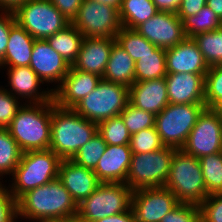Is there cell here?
Instances as JSON below:
<instances>
[{"instance_id":"27","label":"cell","mask_w":222,"mask_h":222,"mask_svg":"<svg viewBox=\"0 0 222 222\" xmlns=\"http://www.w3.org/2000/svg\"><path fill=\"white\" fill-rule=\"evenodd\" d=\"M83 38V34L70 24L46 40L72 66L78 56Z\"/></svg>"},{"instance_id":"17","label":"cell","mask_w":222,"mask_h":222,"mask_svg":"<svg viewBox=\"0 0 222 222\" xmlns=\"http://www.w3.org/2000/svg\"><path fill=\"white\" fill-rule=\"evenodd\" d=\"M102 77L70 67L62 83L53 91V100L61 108H73L91 93Z\"/></svg>"},{"instance_id":"35","label":"cell","mask_w":222,"mask_h":222,"mask_svg":"<svg viewBox=\"0 0 222 222\" xmlns=\"http://www.w3.org/2000/svg\"><path fill=\"white\" fill-rule=\"evenodd\" d=\"M107 147L106 142L97 132L84 144L71 159L78 165L94 170Z\"/></svg>"},{"instance_id":"30","label":"cell","mask_w":222,"mask_h":222,"mask_svg":"<svg viewBox=\"0 0 222 222\" xmlns=\"http://www.w3.org/2000/svg\"><path fill=\"white\" fill-rule=\"evenodd\" d=\"M22 153L8 129H0V181L7 175L9 178L13 175Z\"/></svg>"},{"instance_id":"5","label":"cell","mask_w":222,"mask_h":222,"mask_svg":"<svg viewBox=\"0 0 222 222\" xmlns=\"http://www.w3.org/2000/svg\"><path fill=\"white\" fill-rule=\"evenodd\" d=\"M180 203L200 205L207 197L199 159L176 150L170 165L168 179L164 185Z\"/></svg>"},{"instance_id":"2","label":"cell","mask_w":222,"mask_h":222,"mask_svg":"<svg viewBox=\"0 0 222 222\" xmlns=\"http://www.w3.org/2000/svg\"><path fill=\"white\" fill-rule=\"evenodd\" d=\"M97 124L80 116L73 108H61L52 100L49 149L62 160L72 159L97 133Z\"/></svg>"},{"instance_id":"50","label":"cell","mask_w":222,"mask_h":222,"mask_svg":"<svg viewBox=\"0 0 222 222\" xmlns=\"http://www.w3.org/2000/svg\"><path fill=\"white\" fill-rule=\"evenodd\" d=\"M91 1L108 4L118 9H120L121 2H122V0H91Z\"/></svg>"},{"instance_id":"32","label":"cell","mask_w":222,"mask_h":222,"mask_svg":"<svg viewBox=\"0 0 222 222\" xmlns=\"http://www.w3.org/2000/svg\"><path fill=\"white\" fill-rule=\"evenodd\" d=\"M182 22L186 38L215 31L222 26V21L209 9L207 4L196 15L188 16Z\"/></svg>"},{"instance_id":"44","label":"cell","mask_w":222,"mask_h":222,"mask_svg":"<svg viewBox=\"0 0 222 222\" xmlns=\"http://www.w3.org/2000/svg\"><path fill=\"white\" fill-rule=\"evenodd\" d=\"M70 22L77 15L83 0H50Z\"/></svg>"},{"instance_id":"22","label":"cell","mask_w":222,"mask_h":222,"mask_svg":"<svg viewBox=\"0 0 222 222\" xmlns=\"http://www.w3.org/2000/svg\"><path fill=\"white\" fill-rule=\"evenodd\" d=\"M129 145H107L93 170L101 183H125L131 162Z\"/></svg>"},{"instance_id":"29","label":"cell","mask_w":222,"mask_h":222,"mask_svg":"<svg viewBox=\"0 0 222 222\" xmlns=\"http://www.w3.org/2000/svg\"><path fill=\"white\" fill-rule=\"evenodd\" d=\"M115 40L116 43L131 56L135 63L144 54L153 53L158 48L135 29L125 27H122L116 35Z\"/></svg>"},{"instance_id":"41","label":"cell","mask_w":222,"mask_h":222,"mask_svg":"<svg viewBox=\"0 0 222 222\" xmlns=\"http://www.w3.org/2000/svg\"><path fill=\"white\" fill-rule=\"evenodd\" d=\"M199 210L201 222H222V194L208 196Z\"/></svg>"},{"instance_id":"28","label":"cell","mask_w":222,"mask_h":222,"mask_svg":"<svg viewBox=\"0 0 222 222\" xmlns=\"http://www.w3.org/2000/svg\"><path fill=\"white\" fill-rule=\"evenodd\" d=\"M135 67V82L164 78L167 75L165 49L158 47L153 53L144 54Z\"/></svg>"},{"instance_id":"37","label":"cell","mask_w":222,"mask_h":222,"mask_svg":"<svg viewBox=\"0 0 222 222\" xmlns=\"http://www.w3.org/2000/svg\"><path fill=\"white\" fill-rule=\"evenodd\" d=\"M129 146L132 154L149 153L164 147L155 127L131 135Z\"/></svg>"},{"instance_id":"11","label":"cell","mask_w":222,"mask_h":222,"mask_svg":"<svg viewBox=\"0 0 222 222\" xmlns=\"http://www.w3.org/2000/svg\"><path fill=\"white\" fill-rule=\"evenodd\" d=\"M71 24L84 38H115L122 29L118 8L91 0H83Z\"/></svg>"},{"instance_id":"21","label":"cell","mask_w":222,"mask_h":222,"mask_svg":"<svg viewBox=\"0 0 222 222\" xmlns=\"http://www.w3.org/2000/svg\"><path fill=\"white\" fill-rule=\"evenodd\" d=\"M115 38H83L72 68L103 77Z\"/></svg>"},{"instance_id":"24","label":"cell","mask_w":222,"mask_h":222,"mask_svg":"<svg viewBox=\"0 0 222 222\" xmlns=\"http://www.w3.org/2000/svg\"><path fill=\"white\" fill-rule=\"evenodd\" d=\"M35 39L17 22L11 27L0 69L29 66Z\"/></svg>"},{"instance_id":"52","label":"cell","mask_w":222,"mask_h":222,"mask_svg":"<svg viewBox=\"0 0 222 222\" xmlns=\"http://www.w3.org/2000/svg\"><path fill=\"white\" fill-rule=\"evenodd\" d=\"M62 222H77L76 220H71V221H62Z\"/></svg>"},{"instance_id":"3","label":"cell","mask_w":222,"mask_h":222,"mask_svg":"<svg viewBox=\"0 0 222 222\" xmlns=\"http://www.w3.org/2000/svg\"><path fill=\"white\" fill-rule=\"evenodd\" d=\"M52 100L18 109L7 128L22 152L47 150L51 142Z\"/></svg>"},{"instance_id":"25","label":"cell","mask_w":222,"mask_h":222,"mask_svg":"<svg viewBox=\"0 0 222 222\" xmlns=\"http://www.w3.org/2000/svg\"><path fill=\"white\" fill-rule=\"evenodd\" d=\"M135 66L131 56L115 42L102 79L129 88L135 82Z\"/></svg>"},{"instance_id":"8","label":"cell","mask_w":222,"mask_h":222,"mask_svg":"<svg viewBox=\"0 0 222 222\" xmlns=\"http://www.w3.org/2000/svg\"><path fill=\"white\" fill-rule=\"evenodd\" d=\"M205 104L169 103L155 117V128L164 146L182 149Z\"/></svg>"},{"instance_id":"12","label":"cell","mask_w":222,"mask_h":222,"mask_svg":"<svg viewBox=\"0 0 222 222\" xmlns=\"http://www.w3.org/2000/svg\"><path fill=\"white\" fill-rule=\"evenodd\" d=\"M182 150L198 159L222 152V115L213 108H205L190 131Z\"/></svg>"},{"instance_id":"20","label":"cell","mask_w":222,"mask_h":222,"mask_svg":"<svg viewBox=\"0 0 222 222\" xmlns=\"http://www.w3.org/2000/svg\"><path fill=\"white\" fill-rule=\"evenodd\" d=\"M58 178L77 205L89 197L101 183L92 169L78 165L71 159L61 160Z\"/></svg>"},{"instance_id":"43","label":"cell","mask_w":222,"mask_h":222,"mask_svg":"<svg viewBox=\"0 0 222 222\" xmlns=\"http://www.w3.org/2000/svg\"><path fill=\"white\" fill-rule=\"evenodd\" d=\"M15 23L13 12L0 11V61L5 56L10 29Z\"/></svg>"},{"instance_id":"16","label":"cell","mask_w":222,"mask_h":222,"mask_svg":"<svg viewBox=\"0 0 222 222\" xmlns=\"http://www.w3.org/2000/svg\"><path fill=\"white\" fill-rule=\"evenodd\" d=\"M8 78V85L5 88L15 98L23 103H45L53 100V90L50 88H41L45 83L38 75L29 67H9L3 68ZM10 89V90H9ZM22 98V99H21ZM25 101V102H24Z\"/></svg>"},{"instance_id":"15","label":"cell","mask_w":222,"mask_h":222,"mask_svg":"<svg viewBox=\"0 0 222 222\" xmlns=\"http://www.w3.org/2000/svg\"><path fill=\"white\" fill-rule=\"evenodd\" d=\"M29 67L44 83H47L45 86L48 84L50 86V83L55 84L51 88L54 91L62 83L71 65L50 46L47 40L35 39Z\"/></svg>"},{"instance_id":"47","label":"cell","mask_w":222,"mask_h":222,"mask_svg":"<svg viewBox=\"0 0 222 222\" xmlns=\"http://www.w3.org/2000/svg\"><path fill=\"white\" fill-rule=\"evenodd\" d=\"M159 11L176 13L182 0H152Z\"/></svg>"},{"instance_id":"31","label":"cell","mask_w":222,"mask_h":222,"mask_svg":"<svg viewBox=\"0 0 222 222\" xmlns=\"http://www.w3.org/2000/svg\"><path fill=\"white\" fill-rule=\"evenodd\" d=\"M208 196L222 194V152L199 158Z\"/></svg>"},{"instance_id":"33","label":"cell","mask_w":222,"mask_h":222,"mask_svg":"<svg viewBox=\"0 0 222 222\" xmlns=\"http://www.w3.org/2000/svg\"><path fill=\"white\" fill-rule=\"evenodd\" d=\"M208 66L222 64V26L193 37Z\"/></svg>"},{"instance_id":"36","label":"cell","mask_w":222,"mask_h":222,"mask_svg":"<svg viewBox=\"0 0 222 222\" xmlns=\"http://www.w3.org/2000/svg\"><path fill=\"white\" fill-rule=\"evenodd\" d=\"M131 135L146 129L155 127L156 115L139 109L128 103L125 109L119 115Z\"/></svg>"},{"instance_id":"34","label":"cell","mask_w":222,"mask_h":222,"mask_svg":"<svg viewBox=\"0 0 222 222\" xmlns=\"http://www.w3.org/2000/svg\"><path fill=\"white\" fill-rule=\"evenodd\" d=\"M97 131L107 145H129L131 134L120 116L100 122Z\"/></svg>"},{"instance_id":"4","label":"cell","mask_w":222,"mask_h":222,"mask_svg":"<svg viewBox=\"0 0 222 222\" xmlns=\"http://www.w3.org/2000/svg\"><path fill=\"white\" fill-rule=\"evenodd\" d=\"M61 160L50 149L23 152L12 181L8 180L10 194L17 201L27 191L58 178Z\"/></svg>"},{"instance_id":"49","label":"cell","mask_w":222,"mask_h":222,"mask_svg":"<svg viewBox=\"0 0 222 222\" xmlns=\"http://www.w3.org/2000/svg\"><path fill=\"white\" fill-rule=\"evenodd\" d=\"M206 4L222 21V0H207Z\"/></svg>"},{"instance_id":"10","label":"cell","mask_w":222,"mask_h":222,"mask_svg":"<svg viewBox=\"0 0 222 222\" xmlns=\"http://www.w3.org/2000/svg\"><path fill=\"white\" fill-rule=\"evenodd\" d=\"M16 22L34 39L46 40L71 22L50 0H28L14 12Z\"/></svg>"},{"instance_id":"6","label":"cell","mask_w":222,"mask_h":222,"mask_svg":"<svg viewBox=\"0 0 222 222\" xmlns=\"http://www.w3.org/2000/svg\"><path fill=\"white\" fill-rule=\"evenodd\" d=\"M129 103V88L101 79L97 87L73 109L89 121L99 124L119 116Z\"/></svg>"},{"instance_id":"19","label":"cell","mask_w":222,"mask_h":222,"mask_svg":"<svg viewBox=\"0 0 222 222\" xmlns=\"http://www.w3.org/2000/svg\"><path fill=\"white\" fill-rule=\"evenodd\" d=\"M171 104H205V74L172 73L165 76Z\"/></svg>"},{"instance_id":"18","label":"cell","mask_w":222,"mask_h":222,"mask_svg":"<svg viewBox=\"0 0 222 222\" xmlns=\"http://www.w3.org/2000/svg\"><path fill=\"white\" fill-rule=\"evenodd\" d=\"M166 51V72L206 74L209 66L193 38H185Z\"/></svg>"},{"instance_id":"45","label":"cell","mask_w":222,"mask_h":222,"mask_svg":"<svg viewBox=\"0 0 222 222\" xmlns=\"http://www.w3.org/2000/svg\"><path fill=\"white\" fill-rule=\"evenodd\" d=\"M207 3V0H182L176 14L183 21L188 16L196 15Z\"/></svg>"},{"instance_id":"38","label":"cell","mask_w":222,"mask_h":222,"mask_svg":"<svg viewBox=\"0 0 222 222\" xmlns=\"http://www.w3.org/2000/svg\"><path fill=\"white\" fill-rule=\"evenodd\" d=\"M222 100V64L211 66L205 74V106L214 108Z\"/></svg>"},{"instance_id":"46","label":"cell","mask_w":222,"mask_h":222,"mask_svg":"<svg viewBox=\"0 0 222 222\" xmlns=\"http://www.w3.org/2000/svg\"><path fill=\"white\" fill-rule=\"evenodd\" d=\"M95 222H136V220L133 210L130 208L126 212H122L112 216H107Z\"/></svg>"},{"instance_id":"23","label":"cell","mask_w":222,"mask_h":222,"mask_svg":"<svg viewBox=\"0 0 222 222\" xmlns=\"http://www.w3.org/2000/svg\"><path fill=\"white\" fill-rule=\"evenodd\" d=\"M129 103L154 115L159 114L169 104L165 77L134 82L129 87Z\"/></svg>"},{"instance_id":"26","label":"cell","mask_w":222,"mask_h":222,"mask_svg":"<svg viewBox=\"0 0 222 222\" xmlns=\"http://www.w3.org/2000/svg\"><path fill=\"white\" fill-rule=\"evenodd\" d=\"M158 12L152 0H122L119 17L122 27L135 29Z\"/></svg>"},{"instance_id":"7","label":"cell","mask_w":222,"mask_h":222,"mask_svg":"<svg viewBox=\"0 0 222 222\" xmlns=\"http://www.w3.org/2000/svg\"><path fill=\"white\" fill-rule=\"evenodd\" d=\"M133 190L125 183H100L96 190L78 204L77 222H95L131 208Z\"/></svg>"},{"instance_id":"48","label":"cell","mask_w":222,"mask_h":222,"mask_svg":"<svg viewBox=\"0 0 222 222\" xmlns=\"http://www.w3.org/2000/svg\"><path fill=\"white\" fill-rule=\"evenodd\" d=\"M28 0H0V11L15 12L20 6Z\"/></svg>"},{"instance_id":"9","label":"cell","mask_w":222,"mask_h":222,"mask_svg":"<svg viewBox=\"0 0 222 222\" xmlns=\"http://www.w3.org/2000/svg\"><path fill=\"white\" fill-rule=\"evenodd\" d=\"M176 150L164 146L157 151L132 154L125 184L133 191L142 188L164 187Z\"/></svg>"},{"instance_id":"51","label":"cell","mask_w":222,"mask_h":222,"mask_svg":"<svg viewBox=\"0 0 222 222\" xmlns=\"http://www.w3.org/2000/svg\"><path fill=\"white\" fill-rule=\"evenodd\" d=\"M213 109L222 115V100Z\"/></svg>"},{"instance_id":"14","label":"cell","mask_w":222,"mask_h":222,"mask_svg":"<svg viewBox=\"0 0 222 222\" xmlns=\"http://www.w3.org/2000/svg\"><path fill=\"white\" fill-rule=\"evenodd\" d=\"M135 30L150 43L163 49L174 47L186 38L183 22L174 12L159 11Z\"/></svg>"},{"instance_id":"40","label":"cell","mask_w":222,"mask_h":222,"mask_svg":"<svg viewBox=\"0 0 222 222\" xmlns=\"http://www.w3.org/2000/svg\"><path fill=\"white\" fill-rule=\"evenodd\" d=\"M199 205L179 203L176 208L167 213L160 222H199Z\"/></svg>"},{"instance_id":"39","label":"cell","mask_w":222,"mask_h":222,"mask_svg":"<svg viewBox=\"0 0 222 222\" xmlns=\"http://www.w3.org/2000/svg\"><path fill=\"white\" fill-rule=\"evenodd\" d=\"M23 103L5 87L0 89V129H7Z\"/></svg>"},{"instance_id":"13","label":"cell","mask_w":222,"mask_h":222,"mask_svg":"<svg viewBox=\"0 0 222 222\" xmlns=\"http://www.w3.org/2000/svg\"><path fill=\"white\" fill-rule=\"evenodd\" d=\"M180 202L166 187H152L134 190L131 209L136 222H160Z\"/></svg>"},{"instance_id":"42","label":"cell","mask_w":222,"mask_h":222,"mask_svg":"<svg viewBox=\"0 0 222 222\" xmlns=\"http://www.w3.org/2000/svg\"><path fill=\"white\" fill-rule=\"evenodd\" d=\"M0 181V222H17V201Z\"/></svg>"},{"instance_id":"1","label":"cell","mask_w":222,"mask_h":222,"mask_svg":"<svg viewBox=\"0 0 222 222\" xmlns=\"http://www.w3.org/2000/svg\"><path fill=\"white\" fill-rule=\"evenodd\" d=\"M77 213V203L59 178L27 191L17 200V219L21 221H71Z\"/></svg>"}]
</instances>
